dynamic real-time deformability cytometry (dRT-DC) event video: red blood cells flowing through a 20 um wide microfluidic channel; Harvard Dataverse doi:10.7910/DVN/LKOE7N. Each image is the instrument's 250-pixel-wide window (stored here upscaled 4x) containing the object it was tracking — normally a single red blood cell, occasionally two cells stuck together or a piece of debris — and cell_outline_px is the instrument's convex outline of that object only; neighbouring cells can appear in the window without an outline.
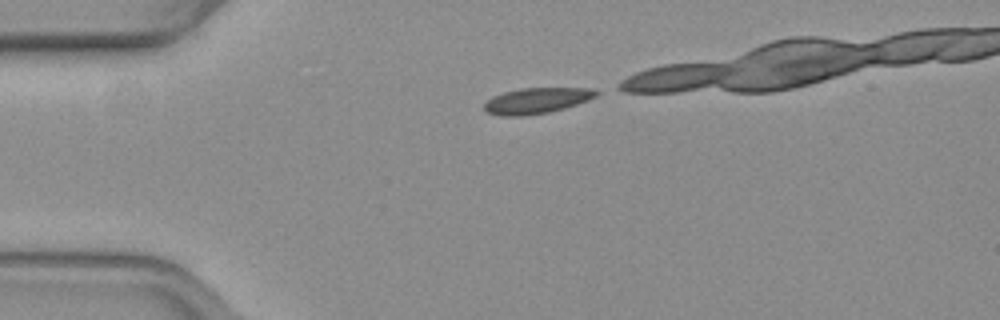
{"species": "common noctule bat (a hibernating species)", "species_latin": "Nyctalus noctula", "temperature_condition": "warm", "stored_images_in_passage": 12, "camera_frame_rate_fps": 3000, "um_per_image_px": 0.085, "animal": {"sex": "female", "body_mass_g": 19.3, "forearm_length_mm": 54.1}, "frame": {"image": 1, "passage_image": 1, "time_ms": 0.0, "image_size_px": [1000, 320], "cell_outline_px": [[600, 92], [596, 96], [588, 100], [564, 108], [548, 112], [520, 116], [500, 116], [488, 112], [484, 108], [484, 104], [492, 96], [504, 92], [520, 88], [596, 88]], "centroid_in_image_um": [45.63, 8.54], "position_along_channel_um": 39.4, "area_um2": 16.76}}
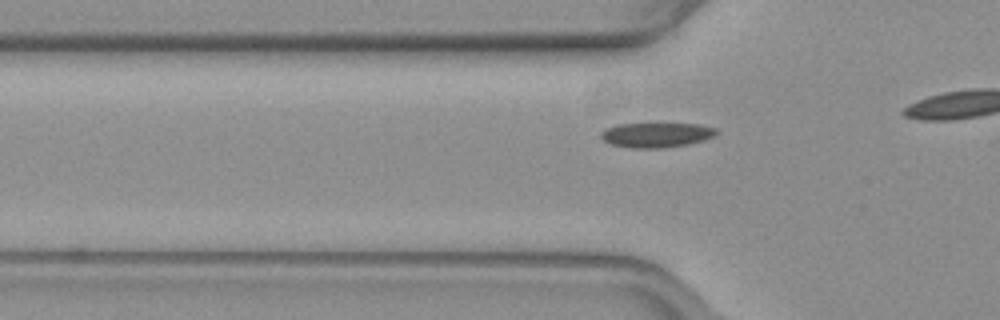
{"frame": {"image": 2, "passage_image": 6, "time_ms": 1.667, "image_size_px": [1000, 320], "cell_outline_px": [[720, 132], [704, 140], [688, 144], [660, 148], [632, 148], [612, 144], [604, 140], [600, 136], [600, 132], [604, 128], [616, 124], [700, 124], [716, 128]], "centroid_in_image_um": [55.78, 11.46], "position_along_channel_um": 70.0, "area_um2": 16.65}}
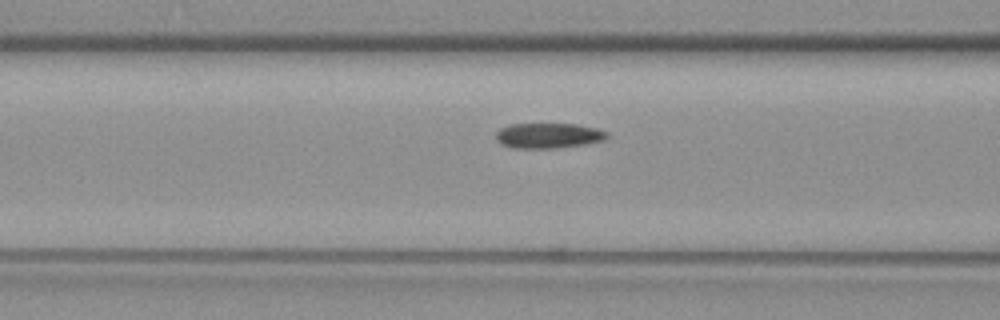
{"frame": {"image": 3, "passage_image": 10, "time_ms": 3.0, "image_size_px": [1000, 320], "cell_outline_px": [[608, 136], [604, 140], [584, 144], [556, 148], [516, 148], [504, 144], [496, 140], [496, 132], [500, 128], [508, 124], [576, 124], [596, 128], [608, 132]], "centroid_in_image_um": [46.61, 11.52], "position_along_channel_um": 120.0, "area_um2": 16.24}}